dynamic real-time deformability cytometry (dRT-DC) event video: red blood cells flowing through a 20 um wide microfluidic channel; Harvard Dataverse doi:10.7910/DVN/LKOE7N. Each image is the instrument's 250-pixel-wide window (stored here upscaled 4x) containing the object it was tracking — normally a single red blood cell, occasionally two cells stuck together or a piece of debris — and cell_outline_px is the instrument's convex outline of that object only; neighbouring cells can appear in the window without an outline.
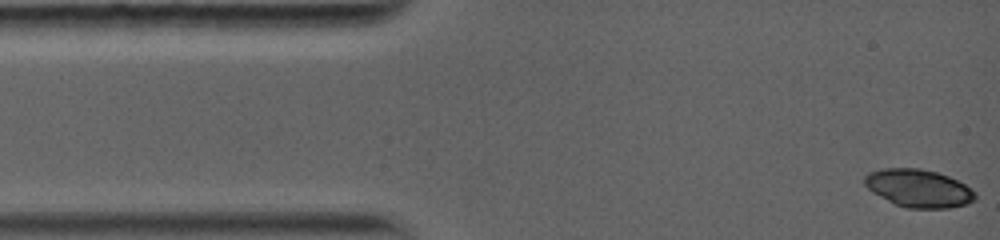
{"species": "common noctule bat (a hibernating species)", "species_latin": "Nyctalus noctula", "temperature_condition": "warm", "stored_images_in_passage": 9, "camera_frame_rate_fps": 5000, "um_per_image_px": 0.085, "animal": {"sex": "female", "body_mass_g": 19.0, "forearm_length_mm": 56.7}, "frame": {"image": 1, "passage_image": 1, "time_ms": 0.0, "image_size_px": [1000, 240], "cell_outline_px": [[976, 200], [968, 204], [948, 208], [908, 208], [896, 204], [872, 192], [864, 184], [864, 176], [868, 172], [880, 168], [920, 168], [936, 172], [948, 176], [964, 184], [976, 192]], "centroid_in_image_um": [78.08, 16.0], "position_along_channel_um": 6.9, "area_um2": 24.45}}
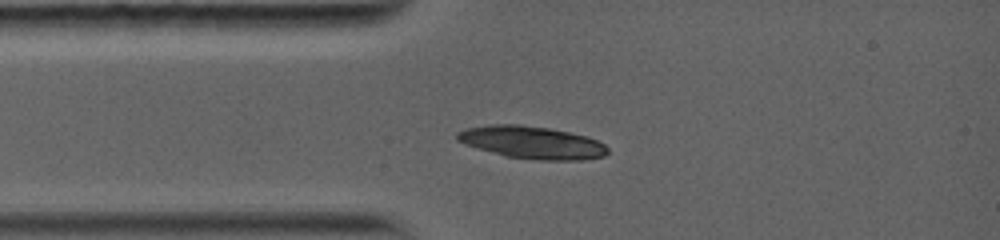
{"frame": {"image": 2, "passage_image": 9, "time_ms": 2.6, "image_size_px": [1000, 240], "cell_outline_px": [[608, 152], [604, 156], [584, 160], [540, 160], [504, 156], [476, 148], [456, 140], [456, 132], [468, 128], [492, 124], [520, 124], [548, 128], [568, 132], [584, 136], [596, 140], [604, 144], [608, 148]], "centroid_in_image_um": [45.2, 12.11], "position_along_channel_um": 39.8, "area_um2": 28.44}}